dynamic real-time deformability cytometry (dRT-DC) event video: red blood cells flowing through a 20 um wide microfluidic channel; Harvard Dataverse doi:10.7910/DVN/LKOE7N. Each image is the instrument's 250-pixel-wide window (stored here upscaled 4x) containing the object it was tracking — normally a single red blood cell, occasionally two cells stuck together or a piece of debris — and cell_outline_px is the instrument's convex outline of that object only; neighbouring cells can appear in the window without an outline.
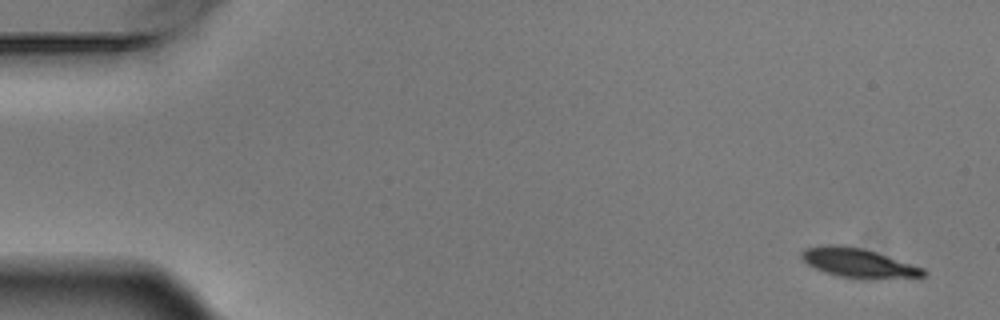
{"species": "Egyptian fruit bat (a non-hibernating species)", "species_latin": "Rousettus aegyptiacus", "temperature_condition": "warm", "stored_images_in_passage": 7, "camera_frame_rate_fps": 3000, "um_per_image_px": 0.085, "animal": {"sex": "male"}, "frame": {"image": 1, "passage_image": 1, "time_ms": 0.0, "image_size_px": [1000, 320], "cell_outline_px": [[928, 272], [920, 280], [840, 276], [824, 272], [808, 264], [800, 256], [800, 252], [804, 248], [828, 244], [848, 244], [876, 252], [924, 268]], "centroid_in_image_um": [73.04, 22.34], "position_along_channel_um": 12.0, "area_um2": 21.04}}
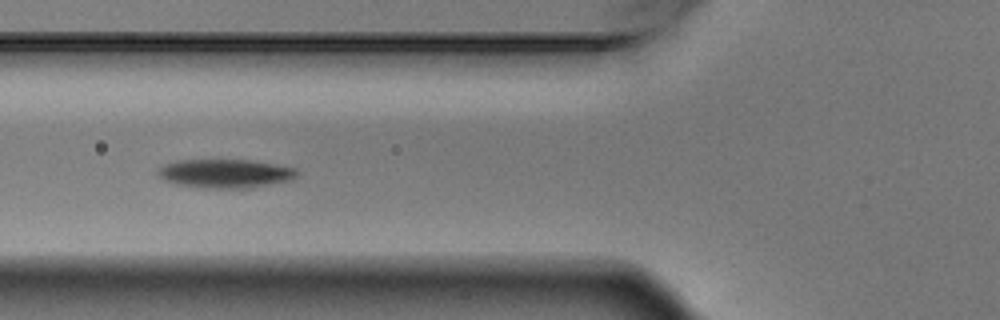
{"frame": {"image": 2, "passage_image": 6, "time_ms": 1.667, "image_size_px": [1000, 320], "cell_outline_px": [[300, 172], [292, 180], [252, 188], [204, 188], [176, 184], [164, 180], [156, 172], [160, 168], [176, 160], [248, 160], [296, 168]], "centroid_in_image_um": [19.18, 14.76], "position_along_channel_um": 106.6, "area_um2": 23.24}}
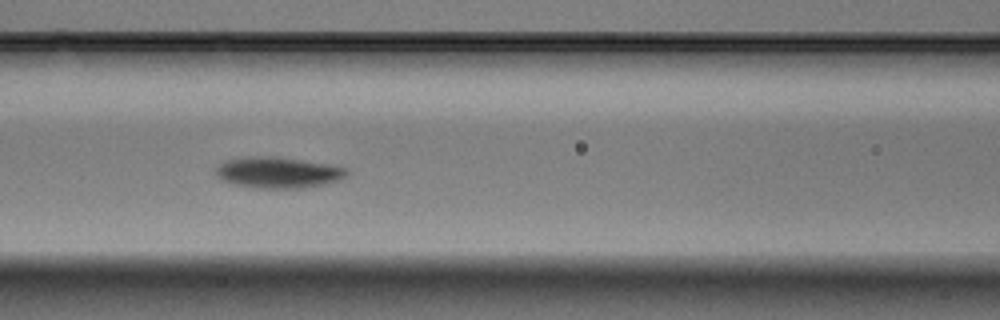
{"frame": {"image": 3, "passage_image": 7, "time_ms": 2.0, "image_size_px": [1000, 320], "cell_outline_px": [[348, 172], [344, 176], [336, 180], [324, 184], [300, 188], [256, 188], [236, 184], [224, 180], [216, 176], [216, 164], [224, 160], [244, 156], [276, 156], [324, 164], [344, 168]], "centroid_in_image_um": [23.52, 14.65], "position_along_channel_um": 143.1, "area_um2": 23.41}}